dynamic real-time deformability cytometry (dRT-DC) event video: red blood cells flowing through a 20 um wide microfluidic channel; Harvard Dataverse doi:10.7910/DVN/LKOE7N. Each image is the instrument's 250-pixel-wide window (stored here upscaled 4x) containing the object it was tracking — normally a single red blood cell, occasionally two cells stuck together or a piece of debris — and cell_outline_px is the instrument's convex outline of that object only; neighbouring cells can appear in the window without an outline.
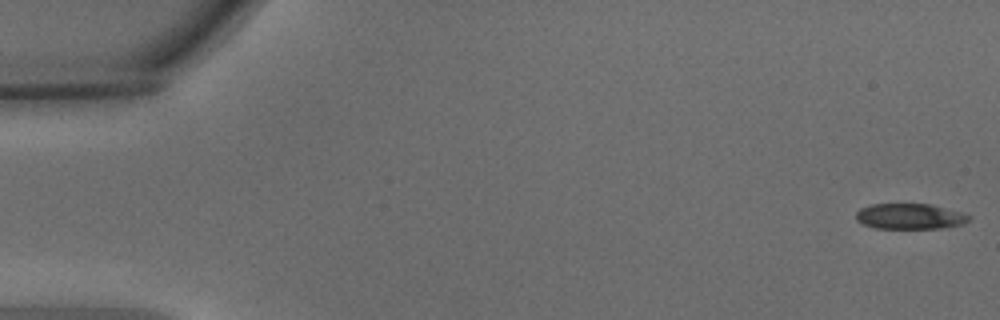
{"species": "common noctule bat (a hibernating species)", "species_latin": "Nyctalus noctula", "temperature_condition": "warm", "stored_images_in_passage": 13, "camera_frame_rate_fps": 3000, "um_per_image_px": 0.085, "animal": {"sex": "male", "body_mass_g": 15.6}, "frame": {"image": 1, "passage_image": 1, "time_ms": 0.0, "image_size_px": [1000, 320], "cell_outline_px": [[972, 216], [964, 224], [940, 228], [876, 228], [864, 224], [856, 220], [856, 212], [860, 208], [872, 204], [932, 204], [960, 212]], "centroid_in_image_um": [77.34, 18.38], "position_along_channel_um": 7.7, "area_um2": 16.76}}